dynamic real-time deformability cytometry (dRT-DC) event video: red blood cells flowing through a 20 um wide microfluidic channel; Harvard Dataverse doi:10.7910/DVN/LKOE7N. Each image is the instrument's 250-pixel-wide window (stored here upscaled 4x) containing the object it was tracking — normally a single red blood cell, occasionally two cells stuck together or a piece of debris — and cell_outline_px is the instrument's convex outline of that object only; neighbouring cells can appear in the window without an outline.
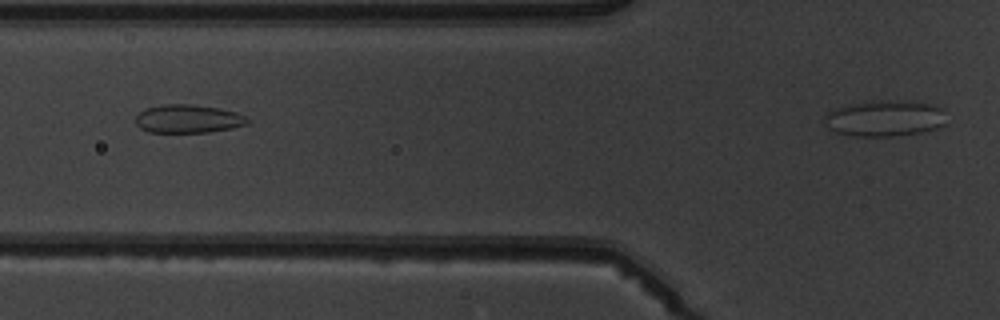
{"species": "common noctule bat (a hibernating species)", "species_latin": "Nyctalus noctula", "temperature_condition": "warm", "stored_images_in_passage": 5, "camera_frame_rate_fps": 3000, "um_per_image_px": 0.085, "animal": {"sex": "male", "body_mass_g": 19.5, "forearm_length_mm": 54.6}, "frame": {"image": 1, "passage_image": 3, "time_ms": 3.333, "image_size_px": [1000, 320], "cell_outline_px": [[248, 124], [232, 128], [208, 132], [148, 132], [140, 128], [136, 124], [136, 116], [140, 112], [148, 108], [160, 104], [192, 104], [220, 108], [236, 112], [248, 116]], "centroid_in_image_um": [16.01, 10.09], "position_along_channel_um": 109.8, "area_um2": 18.55}}
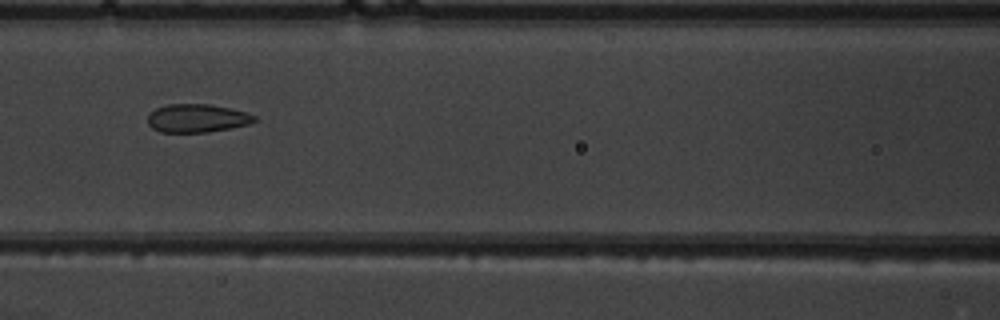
{"frame": {"image": 2, "passage_image": 4, "time_ms": 4.333, "image_size_px": [1000, 320], "cell_outline_px": [[256, 120], [248, 124], [208, 132], [160, 132], [152, 128], [148, 124], [148, 116], [156, 108], [168, 104], [208, 104], [232, 108], [248, 112], [256, 116]], "centroid_in_image_um": [16.76, 10.04], "position_along_channel_um": 149.8, "area_um2": 17.57}}